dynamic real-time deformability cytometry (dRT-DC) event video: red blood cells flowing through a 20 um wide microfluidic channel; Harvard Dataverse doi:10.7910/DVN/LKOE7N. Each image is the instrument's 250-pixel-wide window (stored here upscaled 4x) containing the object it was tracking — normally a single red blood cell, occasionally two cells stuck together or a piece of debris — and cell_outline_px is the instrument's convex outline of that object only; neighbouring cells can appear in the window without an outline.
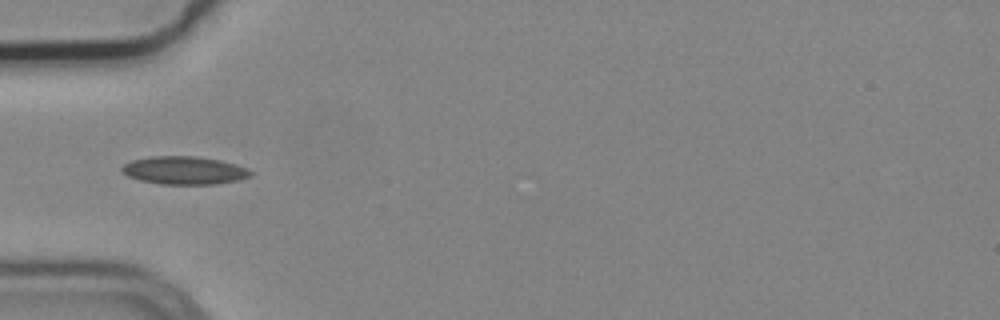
{"species": "common noctule bat (a hibernating species)", "species_latin": "Nyctalus noctula", "temperature_condition": "cold", "stored_images_in_passage": 7, "camera_frame_rate_fps": 3000, "um_per_image_px": 0.085, "animal": {"sex": "male", "body_mass_g": 19.2, "forearm_length_mm": 51.8}, "frame": {"image": 1, "passage_image": 5, "time_ms": 1.333, "image_size_px": [1000, 320], "cell_outline_px": [[252, 176], [240, 180], [216, 184], [160, 184], [140, 180], [128, 176], [120, 168], [124, 164], [132, 160], [148, 156], [196, 156], [220, 160], [236, 164], [248, 168], [252, 172]], "centroid_in_image_um": [15.69, 14.48], "position_along_channel_um": 69.3, "area_um2": 21.15}}
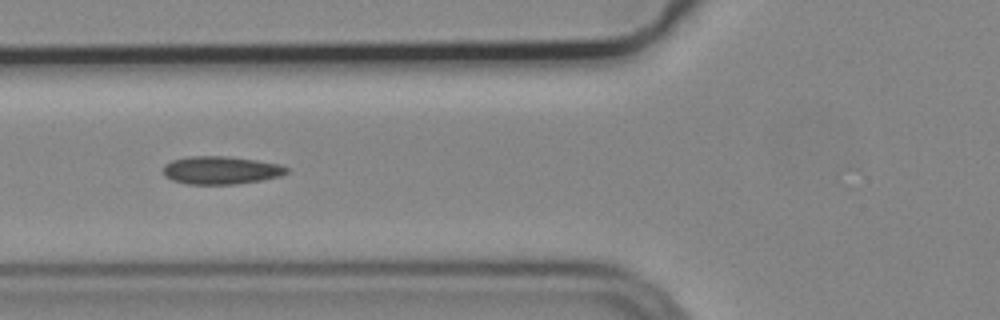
{"frame": {"image": 2, "passage_image": 6, "time_ms": 1.667, "image_size_px": [1000, 320], "cell_outline_px": [[288, 172], [280, 176], [260, 180], [236, 184], [188, 184], [172, 180], [164, 176], [164, 164], [172, 160], [188, 156], [228, 156], [256, 160], [280, 164], [288, 168]], "centroid_in_image_um": [18.76, 14.46], "position_along_channel_um": 107.0, "area_um2": 20.11}}
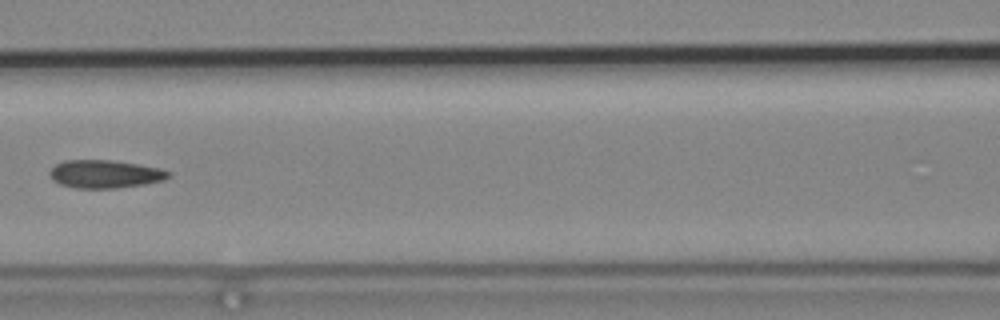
{"frame": {"image": 3, "passage_image": 7, "time_ms": 2.0, "image_size_px": [1000, 320], "cell_outline_px": [[172, 176], [164, 180], [144, 184], [116, 188], [76, 188], [60, 184], [52, 180], [48, 172], [56, 164], [64, 160], [112, 160], [160, 168], [172, 172]], "centroid_in_image_um": [8.93, 14.79], "position_along_channel_um": 157.7, "area_um2": 19.48}}